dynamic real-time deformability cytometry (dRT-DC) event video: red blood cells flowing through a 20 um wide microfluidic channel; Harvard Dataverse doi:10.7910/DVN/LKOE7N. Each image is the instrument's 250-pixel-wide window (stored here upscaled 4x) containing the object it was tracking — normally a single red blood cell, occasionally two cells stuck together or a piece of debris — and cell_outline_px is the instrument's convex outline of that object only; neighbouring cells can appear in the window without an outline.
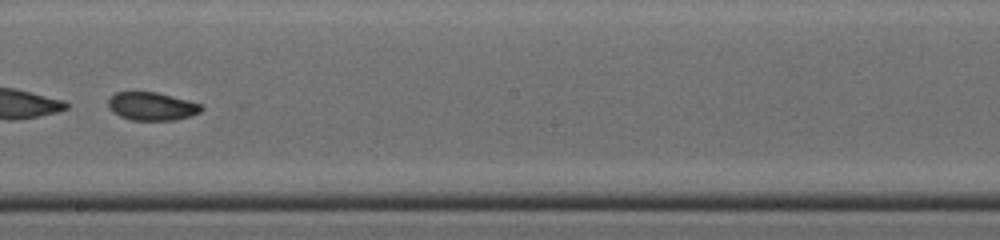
{"species": "common noctule bat (a hibernating species)", "species_latin": "Nyctalus noctula", "temperature_condition": "cold", "stored_images_in_passage": 43, "camera_frame_rate_fps": 3000, "um_per_image_px": 0.085, "animal": {"sex": "male", "body_mass_g": 19.0, "forearm_length_mm": 50.8}, "frame": {"image": 1, "passage_image": 25, "time_ms": 8.0, "image_size_px": [1000, 240], "cell_outline_px": [[204, 108], [200, 112], [188, 116], [172, 120], [132, 120], [120, 116], [112, 112], [108, 108], [108, 100], [116, 92], [156, 92], [204, 104]], "centroid_in_image_um": [12.91, 9.03], "position_along_channel_um": 235.3, "area_um2": 15.26}, "authors_computed_cell_mechanics": {"area_um2": 17.3978, "velocity_mm_per_s": 4.367, "shape_relaxation_time_tau1_ms": 7.0109, "shape_relaxation_time_tau2_ms": 2.3518, "deformation_change_tau1": 0.143, "deformation_change_tau2": 0.0681}}